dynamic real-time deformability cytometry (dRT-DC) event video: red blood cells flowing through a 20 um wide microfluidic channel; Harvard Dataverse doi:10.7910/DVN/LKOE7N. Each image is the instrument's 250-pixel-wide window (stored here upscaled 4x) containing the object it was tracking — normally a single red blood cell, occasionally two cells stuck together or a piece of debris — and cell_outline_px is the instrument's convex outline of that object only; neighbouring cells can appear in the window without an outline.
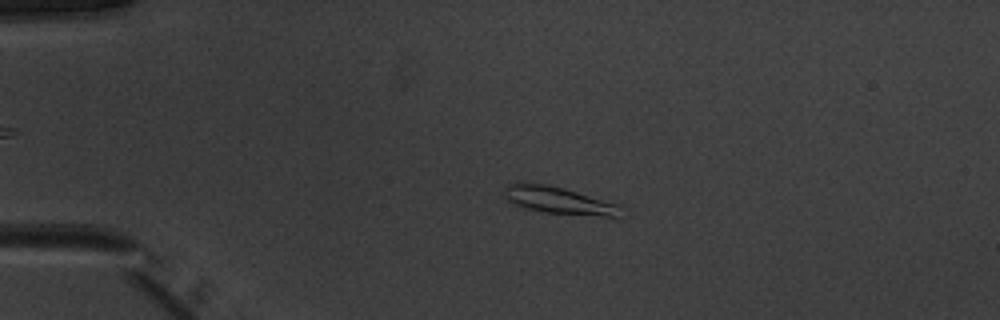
{"species": "common noctule bat (a hibernating species)", "species_latin": "Nyctalus noctula", "temperature_condition": "warm", "stored_images_in_passage": 52, "camera_frame_rate_fps": 3000, "um_per_image_px": 0.085, "animal": {"sex": "male", "body_mass_g": 20.1, "forearm_length_mm": 53.5}, "frame": {"image": 1, "passage_image": 12, "time_ms": 3.667, "image_size_px": [1000, 320], "cell_outline_px": [[620, 216], [604, 216], [544, 212], [524, 208], [512, 204], [500, 192], [508, 184], [548, 184], [564, 188], [620, 204]], "centroid_in_image_um": [47.46, 17.03], "position_along_channel_um": 37.5, "area_um2": 18.26}}
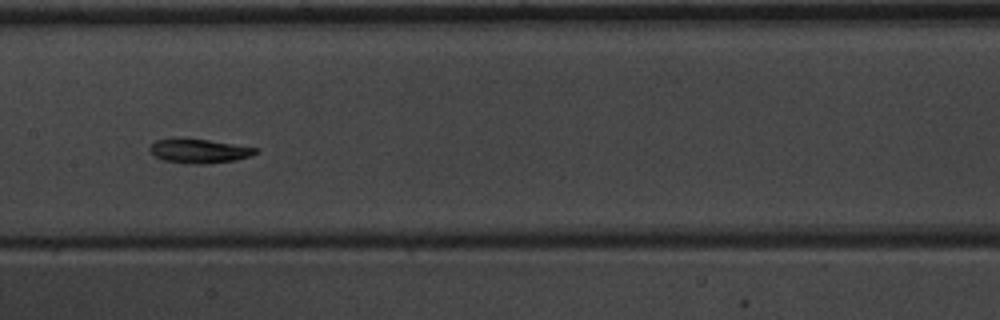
{"frame": {"image": 2, "passage_image": 27, "time_ms": 8.667, "image_size_px": [1000, 320], "cell_outline_px": [[260, 152], [236, 160], [208, 164], [188, 164], [164, 160], [156, 156], [148, 148], [156, 140], [208, 140], [260, 148]], "centroid_in_image_um": [17.01, 12.86], "position_along_channel_um": 190.4, "area_um2": 14.51}}
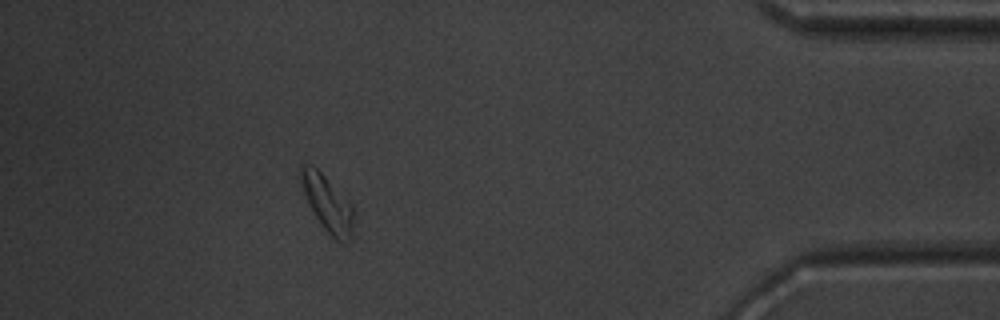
{"frame": {"image": 3, "passage_image": 47, "time_ms": 15.333, "image_size_px": [1000, 320], "cell_outline_px": [[356, 212], [352, 232], [336, 240], [324, 228], [316, 216], [304, 192], [300, 180], [300, 168], [304, 164], [312, 164], [352, 204]], "centroid_in_image_um": [27.84, 17.22], "position_along_channel_um": 407.4, "area_um2": 16.42}, "authors_computed_cell_mechanics": {"area_um2": 15.6349, "velocity_mm_per_s": 3.9225, "shape_relaxation_time_tau1_ms": 2.54, "shape_relaxation_time_tau2_ms": null, "deformation_change_tau1": 0.0979, "deformation_change_tau2": null}}